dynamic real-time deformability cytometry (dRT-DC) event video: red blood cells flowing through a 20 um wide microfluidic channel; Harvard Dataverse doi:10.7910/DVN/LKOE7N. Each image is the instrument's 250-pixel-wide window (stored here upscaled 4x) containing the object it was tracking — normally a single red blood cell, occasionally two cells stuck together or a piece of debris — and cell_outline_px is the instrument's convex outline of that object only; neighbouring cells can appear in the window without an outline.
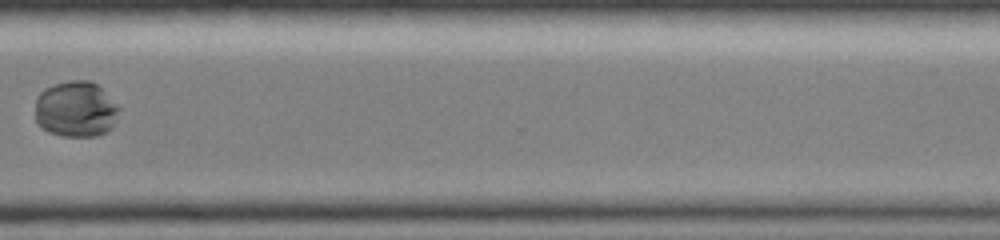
{"species": "common noctule bat (a hibernating species)", "species_latin": "Nyctalus noctula", "temperature_condition": "room temperature", "stored_images_in_passage": 36, "camera_frame_rate_fps": 3000, "um_per_image_px": 0.085, "animal": {"sex": "female", "body_mass_g": 19.0, "forearm_length_mm": 51.5}, "frame": {"image": 1, "passage_image": 28, "time_ms": 11.667, "image_size_px": [1000, 240], "cell_outline_px": [[120, 108], [112, 128], [96, 136], [60, 136], [48, 132], [36, 120], [36, 96], [44, 88], [52, 84], [68, 80], [92, 80]], "centroid_in_image_um": [6.42, 9.27], "position_along_channel_um": 364.2, "area_um2": 27.34}, "authors_computed_cell_mechanics": {"area_um2": 23.12, "velocity_mm_per_s": 4.0767, "shape_relaxation_time_tau1_ms": null, "shape_relaxation_time_tau2_ms": 1.0947, "deformation_change_tau1": null, "deformation_change_tau2": 0.0372}}